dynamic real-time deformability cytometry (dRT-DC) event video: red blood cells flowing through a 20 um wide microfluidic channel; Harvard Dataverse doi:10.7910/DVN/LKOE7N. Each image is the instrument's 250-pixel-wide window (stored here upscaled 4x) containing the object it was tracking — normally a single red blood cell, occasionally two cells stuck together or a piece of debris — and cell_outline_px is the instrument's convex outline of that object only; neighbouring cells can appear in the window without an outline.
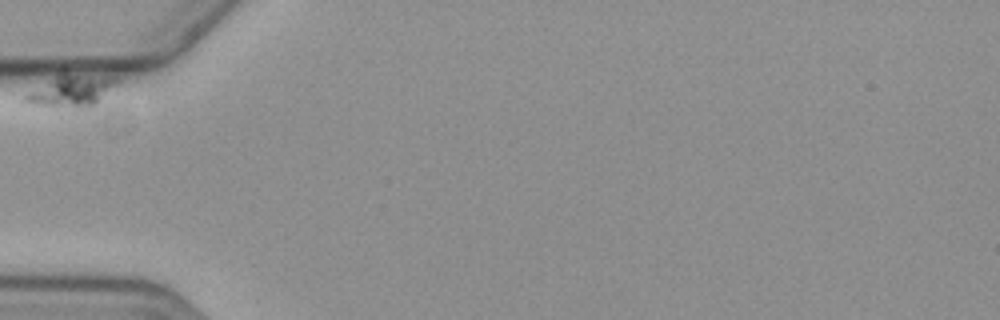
{"species": "common noctule bat (a hibernating species)", "species_latin": "Nyctalus noctula", "temperature_condition": "cold", "stored_images_in_passage": 3, "camera_frame_rate_fps": 3000, "um_per_image_px": 0.085, "animal": {"sex": "female", "body_mass_g": 19.3, "forearm_length_mm": 54.1}, "frame": {"image": 1, "passage_image": 1, "time_ms": 0.0, "image_size_px": [1000, 320], "cell_outline_px": [[116, 84], [88, 112], [76, 112], [24, 104], [20, 100], [28, 92], [56, 76], [116, 76]], "centroid_in_image_um": [6.0, 7.88], "position_along_channel_um": 79.0, "area_um2": 17.57}}
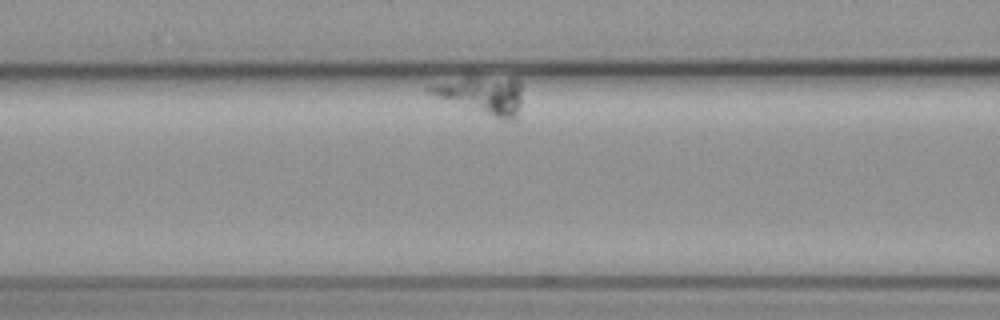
{"frame": {"image": 2, "passage_image": 3, "time_ms": 2.333, "image_size_px": [1000, 320], "cell_outline_px": [[520, 104], [516, 120], [500, 120], [436, 96], [428, 92], [428, 88], [432, 84], [468, 76], [516, 76], [520, 80]], "centroid_in_image_um": [41.06, 8.05], "position_along_channel_um": 125.5, "area_um2": 20.58}}